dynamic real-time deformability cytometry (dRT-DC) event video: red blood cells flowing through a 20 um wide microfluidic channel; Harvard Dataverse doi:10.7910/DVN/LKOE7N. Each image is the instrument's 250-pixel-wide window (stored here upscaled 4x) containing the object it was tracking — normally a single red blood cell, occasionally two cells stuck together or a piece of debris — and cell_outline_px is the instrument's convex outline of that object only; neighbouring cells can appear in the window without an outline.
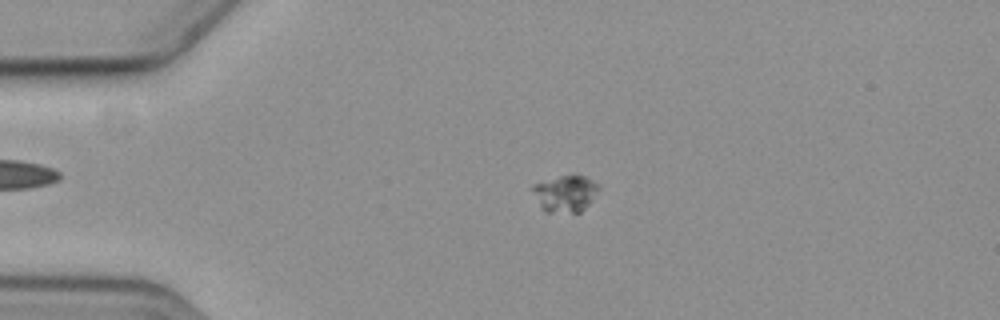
{"species": "common noctule bat (a hibernating species)", "species_latin": "Nyctalus noctula", "temperature_condition": "cold", "stored_images_in_passage": 6, "camera_frame_rate_fps": 3000, "um_per_image_px": 0.085, "animal": {"sex": "female", "body_mass_g": 19.3, "forearm_length_mm": 54.1}, "frame": {"image": 1, "passage_image": 4, "time_ms": 3.667, "image_size_px": [1000, 320], "cell_outline_px": [[600, 188], [588, 204], [580, 212], [544, 212], [540, 208], [532, 188], [532, 184], [560, 176], [584, 176], [596, 184]], "centroid_in_image_um": [48.01, 16.47], "position_along_channel_um": 37.0, "area_um2": 13.76}}
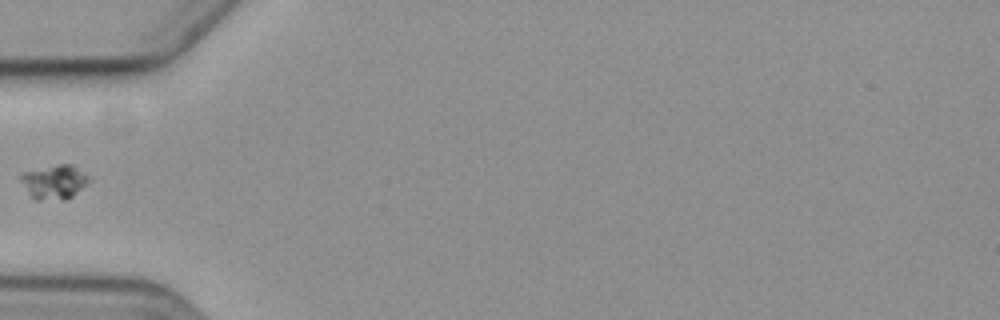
{"frame": {"image": 2, "passage_image": 6, "time_ms": 6.0, "image_size_px": [1000, 320], "cell_outline_px": [[88, 180], [68, 200], [36, 200], [28, 192], [20, 180], [20, 176], [24, 172], [56, 164], [72, 164], [88, 176]], "centroid_in_image_um": [4.58, 15.46], "position_along_channel_um": 80.4, "area_um2": 13.29}}